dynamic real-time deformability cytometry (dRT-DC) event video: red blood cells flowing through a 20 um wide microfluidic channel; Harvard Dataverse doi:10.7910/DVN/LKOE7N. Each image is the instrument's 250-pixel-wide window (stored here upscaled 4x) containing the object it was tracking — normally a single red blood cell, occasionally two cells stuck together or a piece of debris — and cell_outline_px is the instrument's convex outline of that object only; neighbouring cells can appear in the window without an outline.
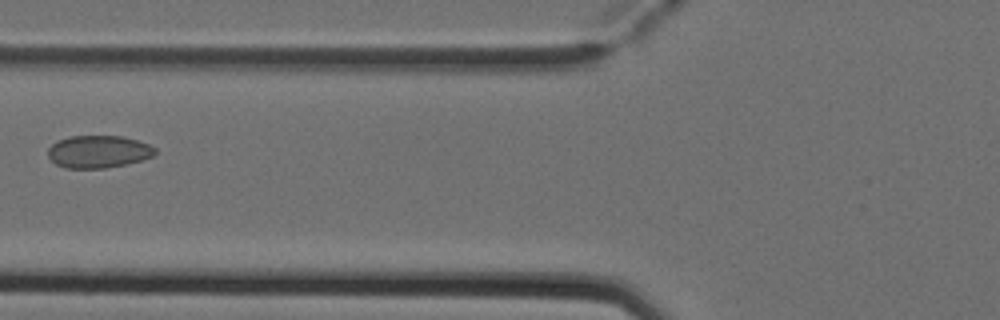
{"species": "Egyptian fruit bat (a non-hibernating species)", "species_latin": "Rousettus aegyptiacus", "temperature_condition": "cold", "stored_images_in_passage": 7, "camera_frame_rate_fps": 3000, "um_per_image_px": 0.085, "animal": {"sex": "female"}, "frame": {"image": 1, "passage_image": 6, "time_ms": 1.667, "image_size_px": [1000, 320], "cell_outline_px": [[156, 152], [152, 156], [140, 160], [124, 164], [104, 168], [64, 168], [56, 164], [48, 156], [48, 148], [56, 140], [72, 136], [124, 136], [148, 144], [156, 148]], "centroid_in_image_um": [8.33, 12.88], "position_along_channel_um": 117.5, "area_um2": 20.17}}
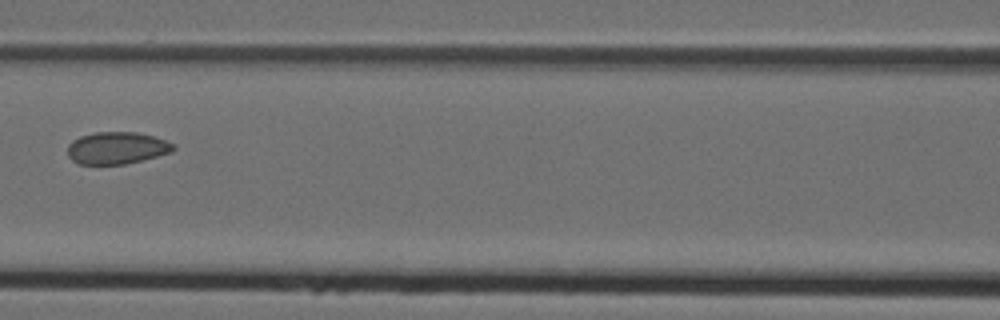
{"frame": {"image": 2, "passage_image": 7, "time_ms": 2.0, "image_size_px": [1000, 320], "cell_outline_px": [[176, 148], [172, 152], [124, 164], [80, 164], [72, 160], [68, 156], [68, 144], [72, 140], [80, 136], [96, 132], [136, 132], [152, 136], [164, 140], [172, 144]], "centroid_in_image_um": [9.89, 12.57], "position_along_channel_um": 156.7, "area_um2": 19.59}}